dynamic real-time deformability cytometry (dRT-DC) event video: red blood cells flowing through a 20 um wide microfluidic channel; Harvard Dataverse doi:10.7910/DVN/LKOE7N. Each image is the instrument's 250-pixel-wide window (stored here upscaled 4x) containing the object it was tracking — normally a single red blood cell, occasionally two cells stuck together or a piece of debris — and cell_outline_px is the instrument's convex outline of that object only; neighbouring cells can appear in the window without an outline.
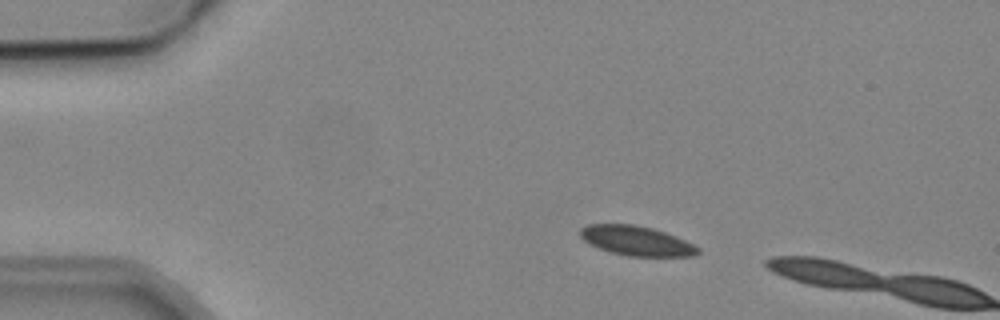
{"species": "common noctule bat (a hibernating species)", "species_latin": "Nyctalus noctula", "temperature_condition": "cold", "stored_images_in_passage": 4, "camera_frame_rate_fps": 3000, "um_per_image_px": 0.085, "animal": {"sex": "male", "body_mass_g": 19.2, "forearm_length_mm": 51.8}, "frame": {"image": 1, "passage_image": 1, "time_ms": 0.0, "image_size_px": [1000, 320], "cell_outline_px": [[700, 252], [696, 256], [628, 256], [612, 252], [600, 248], [584, 240], [580, 236], [580, 228], [588, 224], [632, 224], [652, 228], [676, 236], [700, 248]], "centroid_in_image_um": [54.12, 20.46], "position_along_channel_um": 30.9, "area_um2": 20.11}}